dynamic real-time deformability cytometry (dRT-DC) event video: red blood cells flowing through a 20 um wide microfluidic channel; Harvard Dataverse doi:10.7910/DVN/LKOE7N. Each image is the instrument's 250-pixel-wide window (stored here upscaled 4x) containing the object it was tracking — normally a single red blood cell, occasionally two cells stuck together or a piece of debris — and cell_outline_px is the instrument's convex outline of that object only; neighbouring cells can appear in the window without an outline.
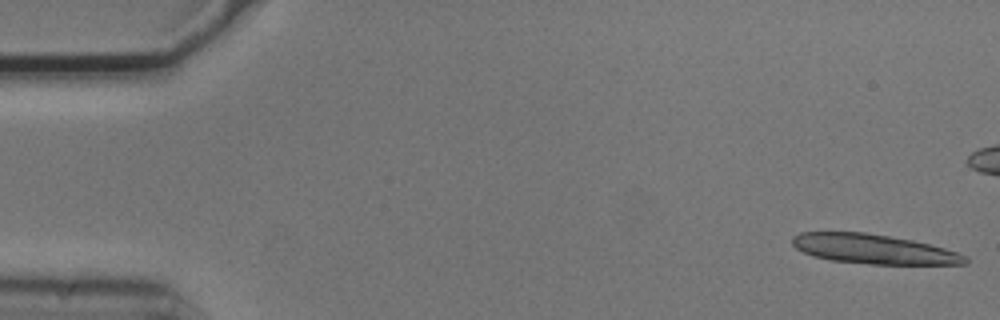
{"species": "common noctule bat (a hibernating species)", "species_latin": "Nyctalus noctula", "temperature_condition": "cold", "stored_images_in_passage": 5, "camera_frame_rate_fps": 3000, "um_per_image_px": 0.085, "animal": {"sex": "male", "body_mass_g": 20.5, "forearm_length_mm": 52.5}, "frame": {"image": 1, "passage_image": 1, "time_ms": 0.0, "image_size_px": [1000, 320], "cell_outline_px": [[968, 260], [964, 264], [868, 264], [828, 260], [812, 256], [796, 248], [792, 244], [792, 236], [800, 232], [864, 232], [912, 240], [944, 248], [968, 256]], "centroid_in_image_um": [74.21, 21.17], "position_along_channel_um": 10.8, "area_um2": 29.71}}